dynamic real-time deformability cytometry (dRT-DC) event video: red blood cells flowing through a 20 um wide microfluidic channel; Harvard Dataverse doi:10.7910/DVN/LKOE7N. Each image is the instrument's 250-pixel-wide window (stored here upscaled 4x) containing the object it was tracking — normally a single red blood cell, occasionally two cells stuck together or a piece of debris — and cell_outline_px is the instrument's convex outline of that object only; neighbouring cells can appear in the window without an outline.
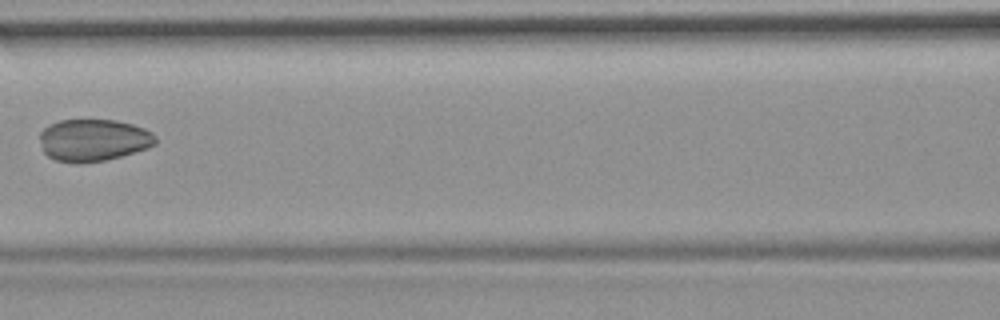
{"species": "common noctule bat (a hibernating species)", "species_latin": "Nyctalus noctula", "temperature_condition": "room temperature", "stored_images_in_passage": 7, "camera_frame_rate_fps": 3000, "um_per_image_px": 0.085, "animal": {"sex": "female", "body_mass_g": 19.9}, "frame": {"image": 1, "passage_image": 5, "time_ms": 1.333, "image_size_px": [1000, 320], "cell_outline_px": [[156, 144], [148, 148], [120, 156], [104, 160], [80, 164], [76, 164], [56, 160], [48, 156], [44, 152], [40, 140], [40, 132], [48, 124], [60, 120], [116, 120], [132, 124], [144, 128], [152, 132], [156, 136]], "centroid_in_image_um": [7.93, 11.91], "position_along_channel_um": 158.7, "area_um2": 28.55}}
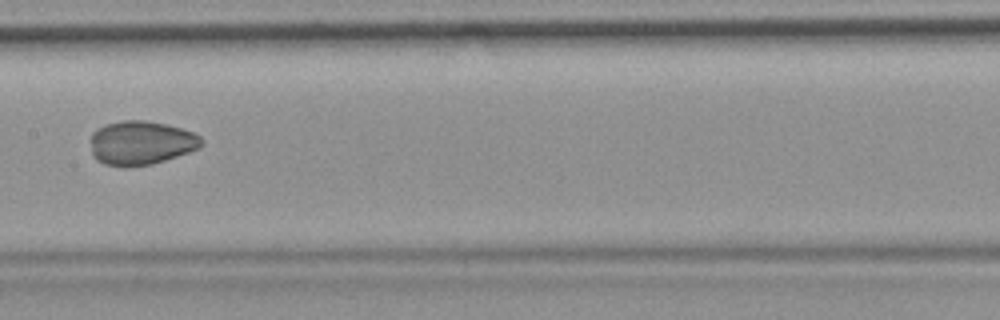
{"frame": {"image": 2, "passage_image": 6, "time_ms": 1.667, "image_size_px": [1000, 320], "cell_outline_px": [[204, 144], [200, 148], [152, 164], [124, 168], [104, 164], [96, 160], [92, 156], [92, 132], [96, 128], [108, 124], [124, 120], [144, 120], [164, 124], [180, 128], [192, 132], [200, 136], [204, 140]], "centroid_in_image_um": [11.98, 12.16], "position_along_channel_um": 195.4, "area_um2": 28.5}}